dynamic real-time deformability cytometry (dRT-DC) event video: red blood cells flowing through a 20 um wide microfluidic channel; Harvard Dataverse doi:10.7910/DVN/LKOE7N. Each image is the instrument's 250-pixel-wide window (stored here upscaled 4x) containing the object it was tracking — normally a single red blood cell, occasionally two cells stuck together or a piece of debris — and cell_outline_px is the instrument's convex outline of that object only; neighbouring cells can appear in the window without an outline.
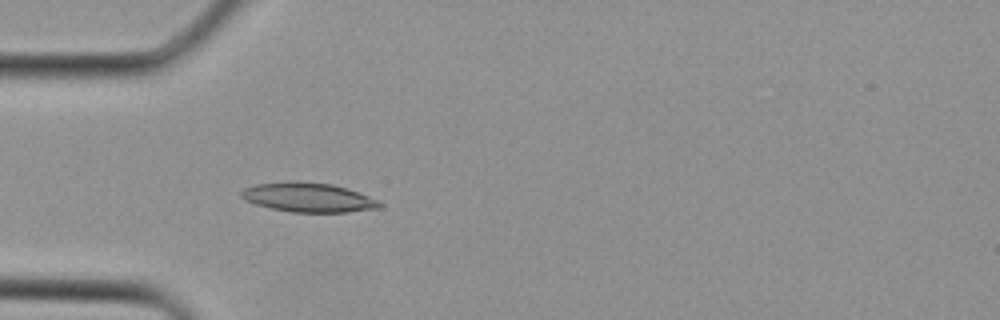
{"species": "Egyptian fruit bat (a non-hibernating species)", "species_latin": "Rousettus aegyptiacus", "temperature_condition": "cold", "stored_images_in_passage": 2, "camera_frame_rate_fps": 3000, "um_per_image_px": 0.085, "animal": {"sex": "female"}, "frame": {"image": 1, "passage_image": 2, "time_ms": 0.333, "image_size_px": [1000, 320], "cell_outline_px": [[384, 204], [380, 208], [348, 212], [292, 212], [272, 208], [256, 204], [244, 200], [240, 196], [240, 192], [244, 188], [256, 184], [292, 180], [332, 184], [368, 196]], "centroid_in_image_um": [26.17, 16.77], "position_along_channel_um": 58.8, "area_um2": 23.58}}